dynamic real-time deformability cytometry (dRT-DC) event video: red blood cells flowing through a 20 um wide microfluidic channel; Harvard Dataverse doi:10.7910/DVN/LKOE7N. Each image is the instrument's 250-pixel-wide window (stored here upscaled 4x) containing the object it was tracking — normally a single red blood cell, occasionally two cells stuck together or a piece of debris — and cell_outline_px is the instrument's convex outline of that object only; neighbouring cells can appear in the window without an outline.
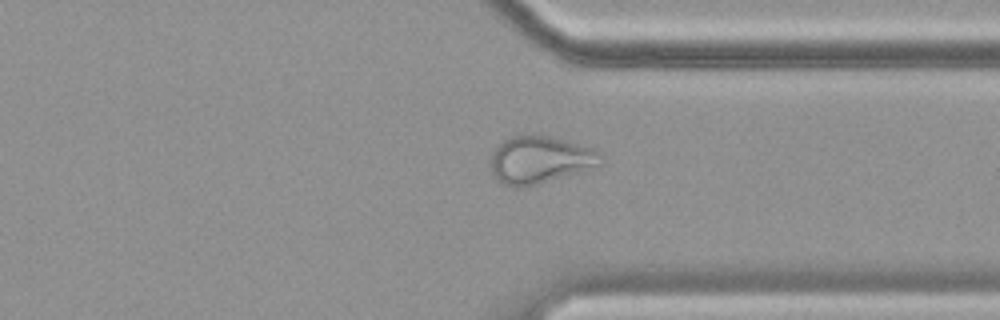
{"species": "common noctule bat (a hibernating species)", "species_latin": "Nyctalus noctula", "temperature_condition": "cold", "stored_images_in_passage": 52, "camera_frame_rate_fps": 3000, "um_per_image_px": 0.085, "animal": {"sex": "female", "body_mass_g": 19.9}, "frame": {"image": 1, "passage_image": 38, "time_ms": 12.333, "image_size_px": [1000, 320], "cell_outline_px": [[604, 156], [600, 164], [576, 172], [536, 184], [516, 188], [500, 184], [492, 172], [488, 160], [496, 148], [504, 140], [512, 136], [524, 132], [548, 136], [564, 140], [592, 148], [600, 152]], "centroid_in_image_um": [45.82, 13.56], "position_along_channel_um": 365.6, "area_um2": 30.4}}
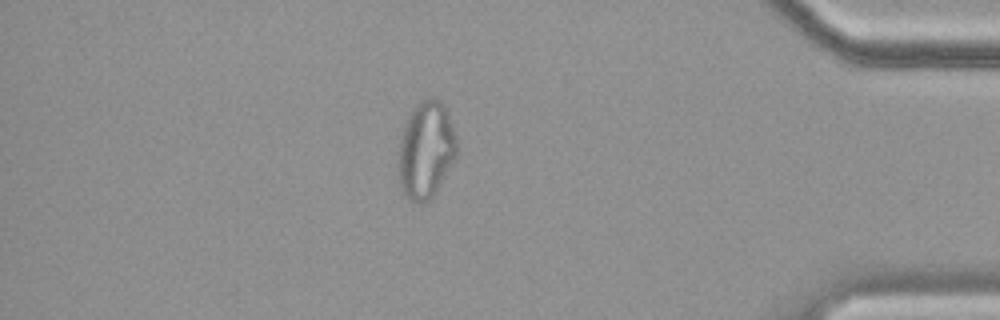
{"frame": {"image": 2, "passage_image": 44, "time_ms": 14.333, "image_size_px": [1000, 320], "cell_outline_px": [[456, 160], [432, 196], [428, 200], [420, 204], [416, 204], [408, 200], [404, 196], [400, 188], [396, 164], [400, 140], [408, 116], [412, 108], [420, 100], [428, 96], [440, 100], [444, 104], [448, 112], [456, 136]], "centroid_in_image_um": [36.18, 12.76], "position_along_channel_um": 399.0, "area_um2": 33.76}}